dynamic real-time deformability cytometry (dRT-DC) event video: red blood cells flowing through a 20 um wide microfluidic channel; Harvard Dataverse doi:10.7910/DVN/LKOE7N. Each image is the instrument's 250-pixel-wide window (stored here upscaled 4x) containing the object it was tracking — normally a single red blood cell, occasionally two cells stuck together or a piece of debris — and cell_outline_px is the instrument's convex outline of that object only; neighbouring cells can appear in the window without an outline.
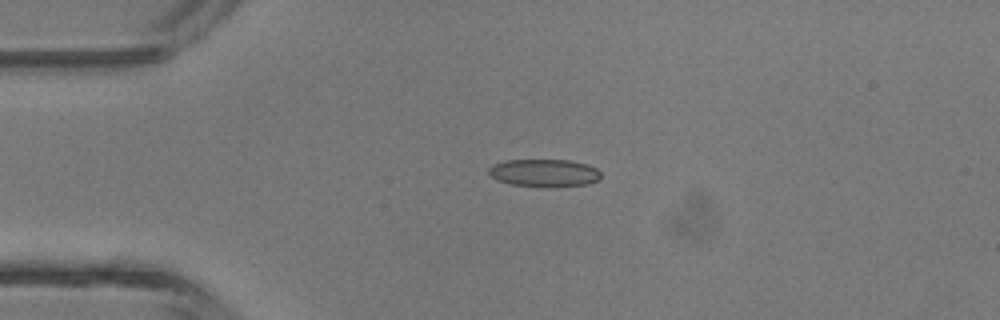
{"species": "common noctule bat (a hibernating species)", "species_latin": "Nyctalus noctula", "temperature_condition": "room temperature", "stored_images_in_passage": 4, "camera_frame_rate_fps": 3000, "um_per_image_px": 0.085, "animal": {"sex": "male", "body_mass_g": 13.3}, "frame": {"image": 1, "passage_image": 2, "time_ms": 1.0, "image_size_px": [1000, 320], "cell_outline_px": [[600, 180], [588, 184], [512, 184], [496, 180], [488, 172], [488, 168], [492, 164], [504, 160], [568, 160], [588, 164], [596, 168], [600, 172]], "centroid_in_image_um": [46.24, 14.64], "position_along_channel_um": 38.8, "area_um2": 17.28}}
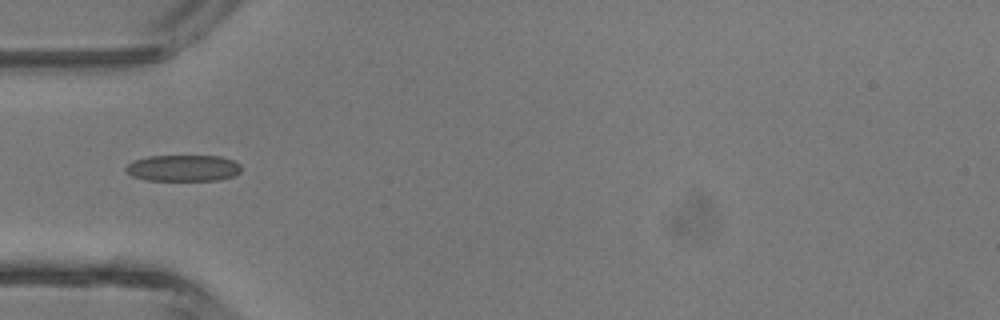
{"frame": {"image": 2, "passage_image": 3, "time_ms": 2.333, "image_size_px": [1000, 320], "cell_outline_px": [[240, 172], [232, 176], [220, 180], [148, 180], [132, 176], [124, 168], [132, 160], [148, 156], [220, 156], [232, 160], [240, 164]], "centroid_in_image_um": [15.55, 14.28], "position_along_channel_um": 69.4, "area_um2": 17.69}}
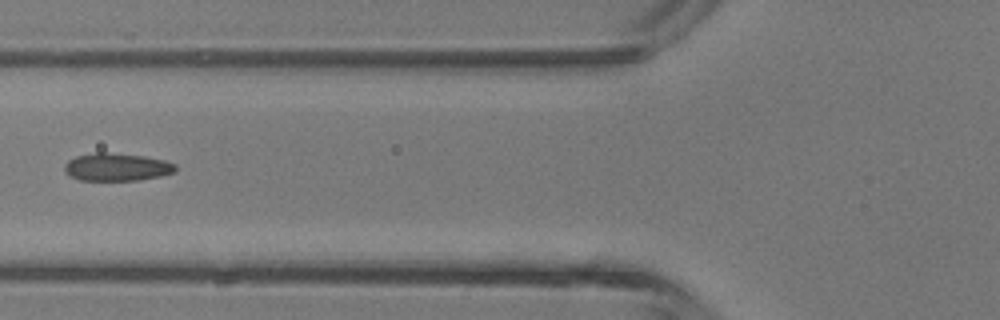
{"frame": {"image": 3, "passage_image": 4, "time_ms": 3.333, "image_size_px": [1000, 320], "cell_outline_px": [[176, 172], [160, 176], [136, 180], [80, 180], [68, 176], [64, 172], [64, 164], [68, 160], [76, 156], [96, 152], [104, 152], [144, 156], [164, 160], [176, 164]], "centroid_in_image_um": [9.9, 14.2], "position_along_channel_um": 115.9, "area_um2": 18.03}}